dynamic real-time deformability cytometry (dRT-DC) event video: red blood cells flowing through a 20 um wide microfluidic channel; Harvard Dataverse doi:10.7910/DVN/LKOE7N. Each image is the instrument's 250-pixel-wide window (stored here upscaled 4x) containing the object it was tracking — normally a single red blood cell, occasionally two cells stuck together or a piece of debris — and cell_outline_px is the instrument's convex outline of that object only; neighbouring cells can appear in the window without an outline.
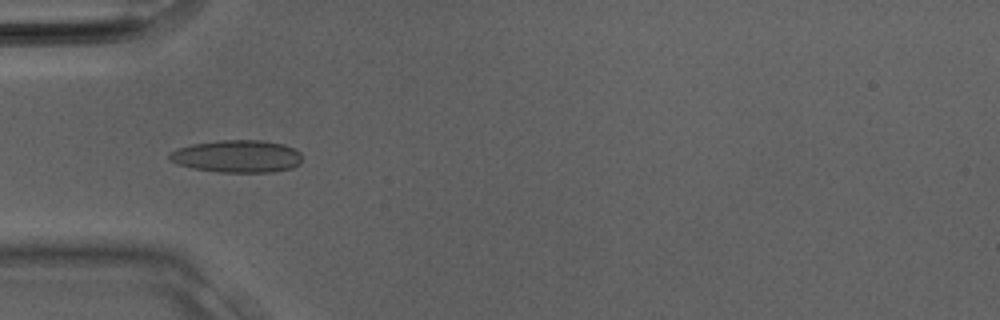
{"species": "Egyptian fruit bat (a non-hibernating species)", "species_latin": "Rousettus aegyptiacus", "temperature_condition": "room temperature", "stored_images_in_passage": 31, "camera_frame_rate_fps": 3000, "um_per_image_px": 0.085, "animal": {"sex": "male"}, "frame": {"image": 1, "passage_image": 9, "time_ms": 2.667, "image_size_px": [1000, 320], "cell_outline_px": [[300, 164], [292, 168], [272, 172], [216, 172], [192, 168], [176, 164], [168, 160], [168, 152], [176, 148], [192, 144], [216, 140], [264, 140], [284, 144], [300, 152]], "centroid_in_image_um": [20.1, 13.28], "position_along_channel_um": 64.9, "area_um2": 25.43}}
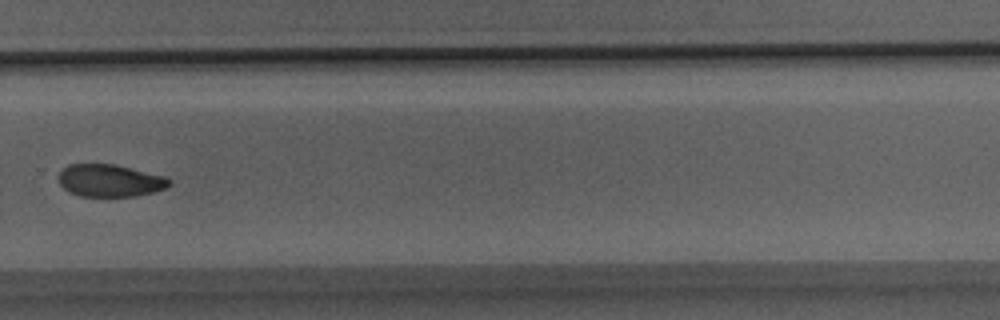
{"frame": {"image": 2, "passage_image": 21, "time_ms": 6.667, "image_size_px": [1000, 320], "cell_outline_px": [[172, 184], [164, 188], [152, 192], [136, 196], [80, 196], [68, 192], [60, 184], [60, 168], [68, 164], [116, 164], [164, 176], [172, 180]], "centroid_in_image_um": [9.33, 15.34], "position_along_channel_um": 320.5, "area_um2": 20.92}}
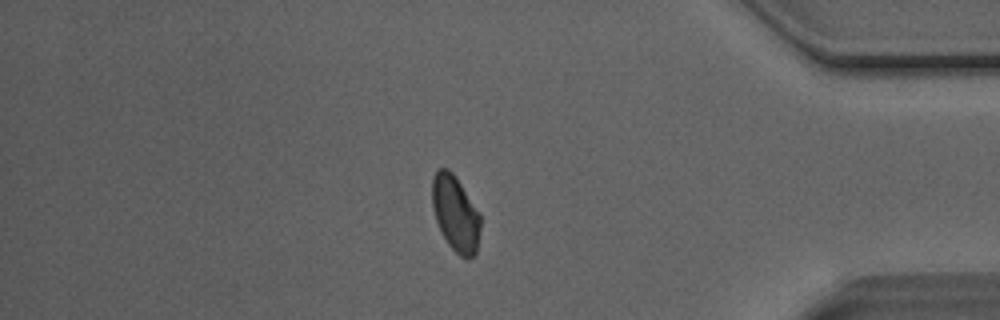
{"frame": {"image": 3, "passage_image": 26, "time_ms": 8.333, "image_size_px": [1000, 320], "cell_outline_px": [[480, 228], [476, 252], [468, 260], [460, 256], [448, 244], [436, 220], [432, 204], [432, 176], [436, 168], [448, 168], [456, 176], [480, 212]], "centroid_in_image_um": [38.71, 18.1], "position_along_channel_um": 396.5, "area_um2": 21.44}}